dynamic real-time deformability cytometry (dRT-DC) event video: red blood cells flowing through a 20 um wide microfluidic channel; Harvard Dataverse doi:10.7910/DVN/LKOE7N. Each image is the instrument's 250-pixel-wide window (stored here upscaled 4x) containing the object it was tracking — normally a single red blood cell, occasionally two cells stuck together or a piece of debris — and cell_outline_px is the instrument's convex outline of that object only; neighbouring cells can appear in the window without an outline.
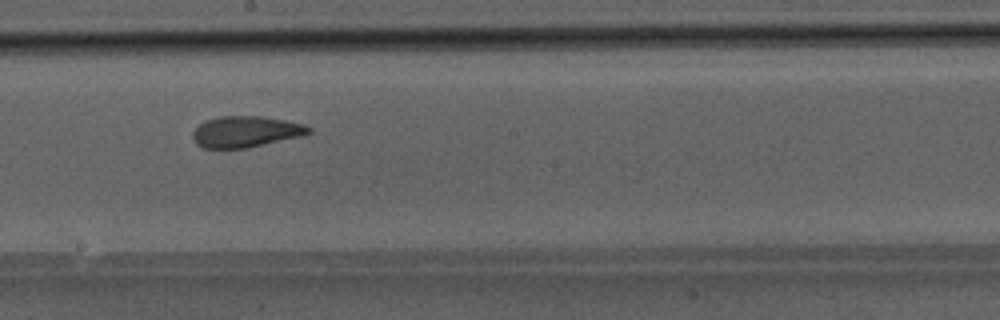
{"species": "Egyptian fruit bat (a non-hibernating species)", "species_latin": "Rousettus aegyptiacus", "temperature_condition": "room temperature", "stored_images_in_passage": 30, "camera_frame_rate_fps": 3000, "um_per_image_px": 0.085, "animal": {"sex": "male"}, "frame": {"image": 1, "passage_image": 13, "time_ms": 4.0, "image_size_px": [1000, 320], "cell_outline_px": [[312, 132], [300, 136], [244, 148], [200, 148], [196, 144], [192, 136], [192, 132], [200, 124], [208, 120], [220, 116], [260, 116], [284, 120], [304, 124], [312, 128]], "centroid_in_image_um": [20.87, 11.19], "position_along_channel_um": 227.3, "area_um2": 20.81}}
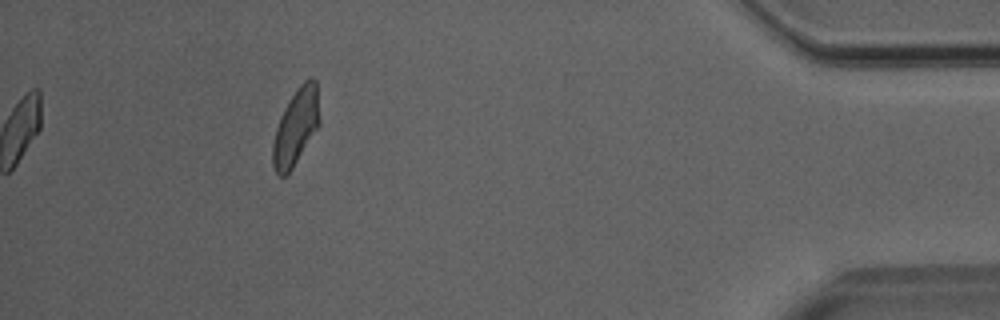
{"frame": {"image": 2, "passage_image": 30, "time_ms": 9.667, "image_size_px": [1000, 320], "cell_outline_px": [[320, 124], [292, 168], [284, 176], [276, 176], [272, 168], [272, 144], [276, 128], [280, 116], [284, 108], [296, 88], [304, 80], [312, 76], [316, 80], [320, 120]], "centroid_in_image_um": [25.13, 10.78], "position_along_channel_um": 410.1, "area_um2": 20.92}}